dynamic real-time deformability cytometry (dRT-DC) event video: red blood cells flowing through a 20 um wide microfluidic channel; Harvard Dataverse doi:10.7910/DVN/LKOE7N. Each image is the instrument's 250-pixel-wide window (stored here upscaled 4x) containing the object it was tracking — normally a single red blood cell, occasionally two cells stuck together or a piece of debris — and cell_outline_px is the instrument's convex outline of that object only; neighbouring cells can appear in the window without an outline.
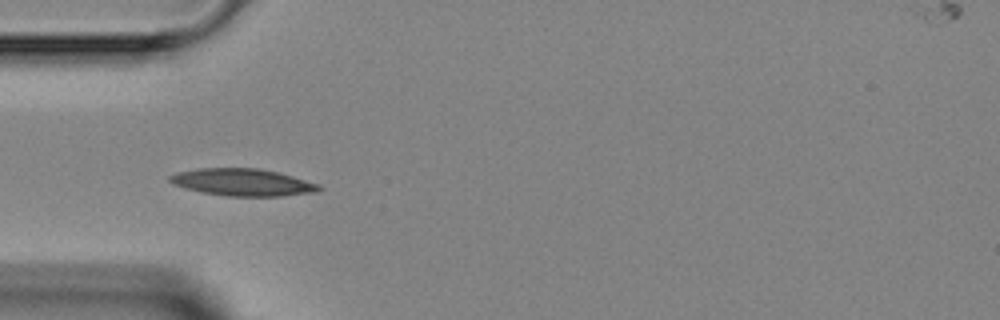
{"species": "Egyptian fruit bat (a non-hibernating species)", "species_latin": "Rousettus aegyptiacus", "temperature_condition": "room temperature", "stored_images_in_passage": 8, "camera_frame_rate_fps": 3000, "um_per_image_px": 0.085, "animal": {"sex": "female"}, "frame": {"image": 1, "passage_image": 3, "time_ms": 4.0, "image_size_px": [1000, 320], "cell_outline_px": [[324, 188], [316, 192], [280, 196], [228, 196], [200, 192], [184, 188], [172, 184], [168, 180], [168, 176], [176, 172], [196, 168], [260, 168], [292, 176], [320, 184]], "centroid_in_image_um": [20.59, 15.49], "position_along_channel_um": 64.4, "area_um2": 23.81}}
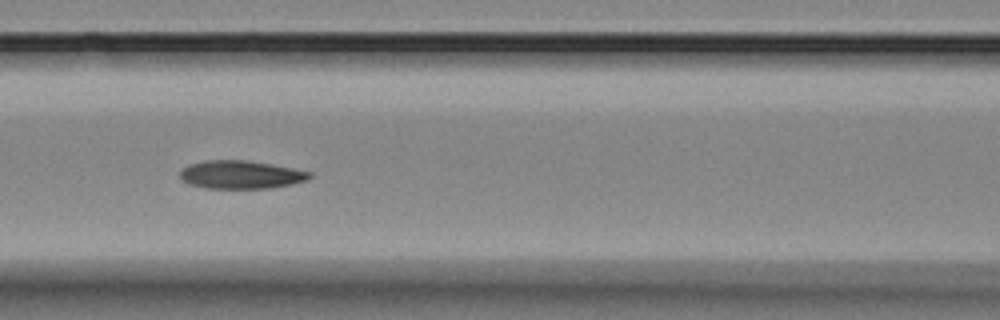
{"frame": {"image": 2, "passage_image": 5, "time_ms": 6.0, "image_size_px": [1000, 320], "cell_outline_px": [[312, 176], [308, 180], [292, 184], [268, 188], [204, 188], [188, 184], [180, 180], [180, 168], [188, 164], [204, 160], [244, 160], [272, 164], [312, 172]], "centroid_in_image_um": [20.42, 14.84], "position_along_channel_um": 146.2, "area_um2": 21.5}}
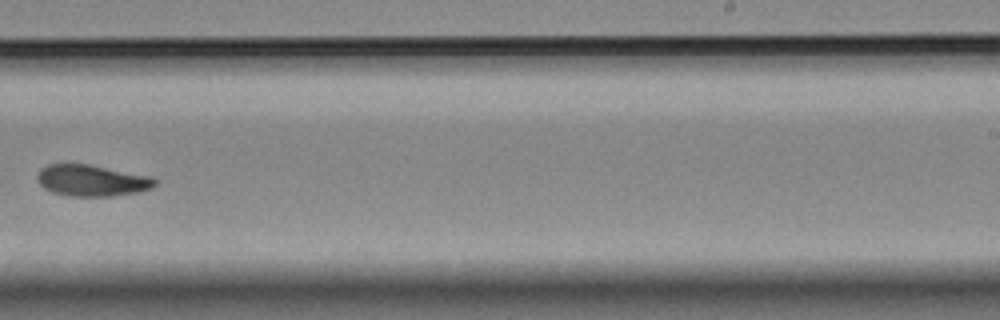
{"frame": {"image": 3, "passage_image": 8, "time_ms": 9.333, "image_size_px": [1000, 320], "cell_outline_px": [[156, 184], [152, 188], [140, 192], [112, 196], [68, 196], [52, 192], [44, 188], [40, 184], [36, 176], [40, 168], [48, 164], [88, 164], [152, 176], [156, 180]], "centroid_in_image_um": [7.81, 15.34], "position_along_channel_um": 281.2, "area_um2": 21.68}}